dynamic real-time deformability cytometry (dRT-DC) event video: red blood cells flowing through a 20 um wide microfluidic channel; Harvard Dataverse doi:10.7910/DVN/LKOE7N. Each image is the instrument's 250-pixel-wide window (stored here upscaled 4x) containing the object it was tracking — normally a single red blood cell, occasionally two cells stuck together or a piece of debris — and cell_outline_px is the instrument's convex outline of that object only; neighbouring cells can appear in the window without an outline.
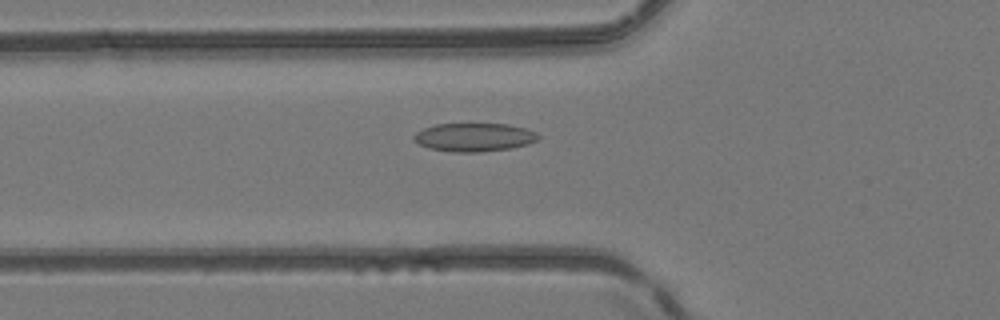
{"species": "common noctule bat (a hibernating species)", "species_latin": "Nyctalus noctula", "temperature_condition": "room temperature", "stored_images_in_passage": 41, "camera_frame_rate_fps": 3000, "um_per_image_px": 0.085, "animal": {"sex": "female", "body_mass_g": 24.6, "forearm_length_mm": 56.2}, "frame": {"image": 1, "passage_image": 19, "time_ms": 6.0, "image_size_px": [1000, 320], "cell_outline_px": [[540, 136], [536, 140], [528, 144], [512, 148], [480, 152], [452, 152], [428, 148], [412, 140], [412, 136], [416, 132], [424, 128], [436, 124], [508, 124], [524, 128], [536, 132]], "centroid_in_image_um": [40.28, 11.67], "position_along_channel_um": 85.5, "area_um2": 20.63}}
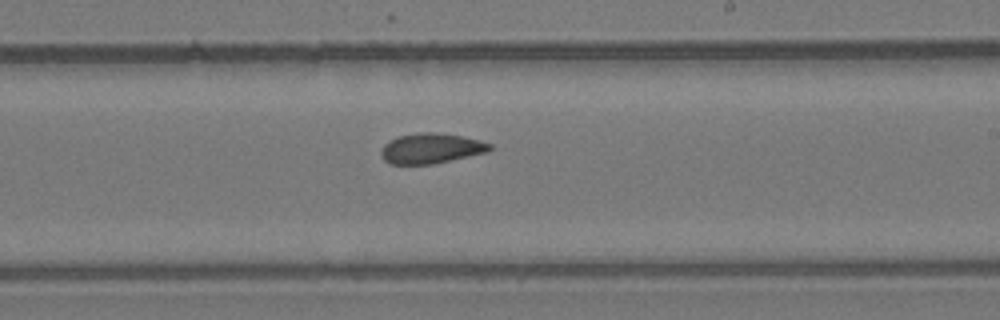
{"frame": {"image": 2, "passage_image": 31, "time_ms": 10.0, "image_size_px": [1000, 320], "cell_outline_px": [[492, 148], [488, 152], [432, 164], [388, 164], [384, 160], [380, 152], [380, 148], [388, 140], [400, 136], [416, 132], [436, 132], [460, 136], [480, 140], [492, 144]], "centroid_in_image_um": [36.61, 12.61], "position_along_channel_um": 252.4, "area_um2": 19.25}}
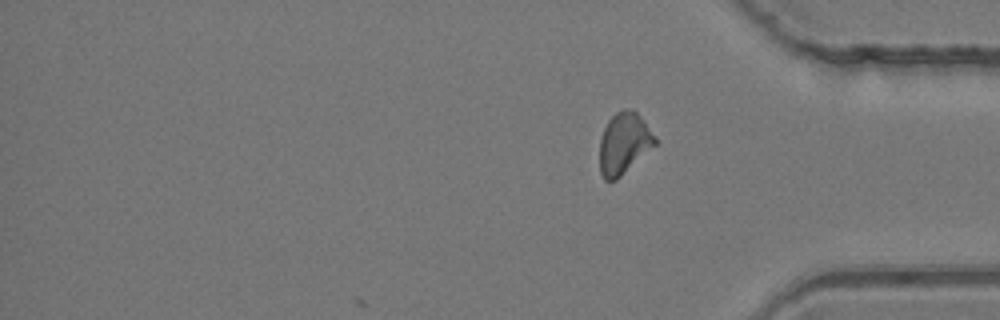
{"frame": {"image": 3, "passage_image": 41, "time_ms": 13.333, "image_size_px": [1000, 320], "cell_outline_px": [[656, 144], [616, 180], [604, 180], [600, 172], [600, 140], [604, 128], [608, 120], [616, 112], [624, 108], [636, 112], [640, 116], [656, 136]], "centroid_in_image_um": [53.03, 12.18], "position_along_channel_um": 382.2, "area_um2": 19.59}, "authors_computed_cell_mechanics": {"area_um2": 20.1722, "velocity_mm_per_s": 4.1529, "shape_relaxation_time_tau1_ms": null, "shape_relaxation_time_tau2_ms": 3.368, "deformation_change_tau1": null, "deformation_change_tau2": 0.0935}}